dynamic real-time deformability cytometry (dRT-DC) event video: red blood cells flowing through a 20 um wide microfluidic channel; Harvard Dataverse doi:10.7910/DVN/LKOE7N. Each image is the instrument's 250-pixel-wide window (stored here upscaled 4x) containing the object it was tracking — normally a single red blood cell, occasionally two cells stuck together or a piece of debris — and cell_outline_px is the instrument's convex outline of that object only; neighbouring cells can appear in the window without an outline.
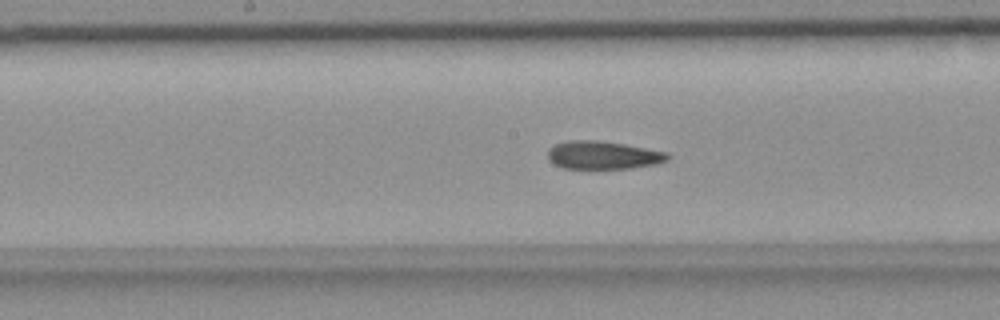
{"species": "common noctule bat (a hibernating species)", "species_latin": "Nyctalus noctula", "temperature_condition": "room temperature", "stored_images_in_passage": 42, "camera_frame_rate_fps": 3000, "um_per_image_px": 0.085, "animal": {"sex": "female", "body_mass_g": 18.4}, "frame": {"image": 1, "passage_image": 14, "time_ms": 4.333, "image_size_px": [1000, 320], "cell_outline_px": [[668, 160], [656, 164], [632, 168], [564, 168], [548, 160], [548, 148], [556, 144], [568, 140], [596, 140], [624, 144], [668, 152]], "centroid_in_image_um": [51.25, 13.18], "position_along_channel_um": 196.9, "area_um2": 19.48}}
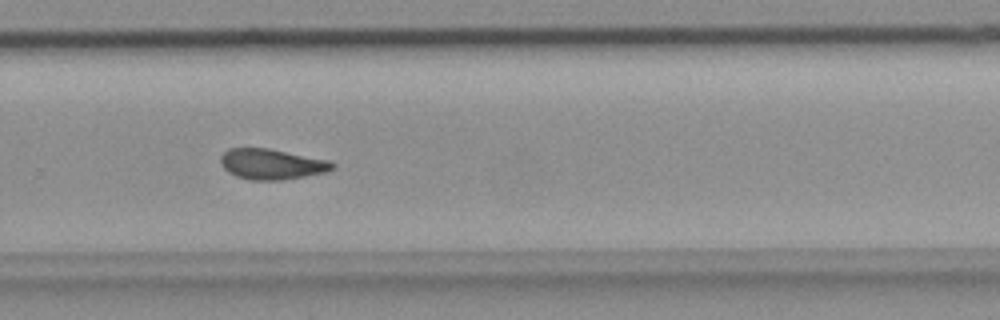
{"frame": {"image": 2, "passage_image": 23, "time_ms": 7.333, "image_size_px": [1000, 320], "cell_outline_px": [[336, 168], [324, 172], [284, 180], [248, 180], [236, 176], [228, 172], [220, 164], [220, 156], [228, 148], [268, 148], [332, 160], [336, 164]], "centroid_in_image_um": [23.11, 13.95], "position_along_channel_um": 306.7, "area_um2": 20.17}}
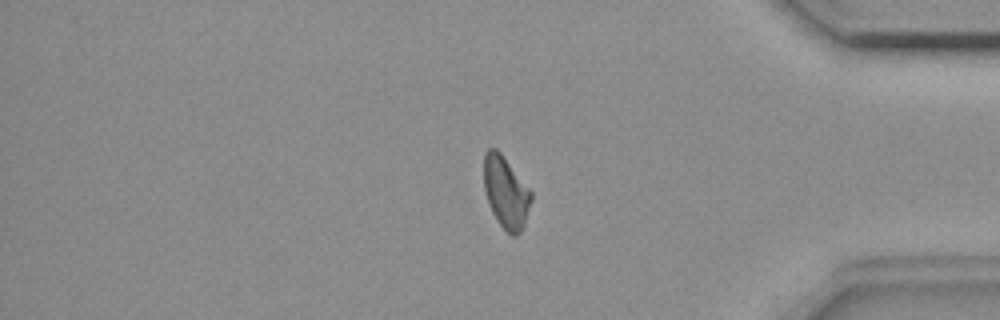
{"frame": {"image": 3, "passage_image": 32, "time_ms": 10.333, "image_size_px": [1000, 320], "cell_outline_px": [[532, 200], [524, 228], [516, 236], [512, 236], [496, 220], [492, 212], [484, 188], [484, 152], [488, 148], [496, 148], [500, 152], [532, 192]], "centroid_in_image_um": [43.01, 16.36], "position_along_channel_um": 392.2, "area_um2": 19.77}, "authors_computed_cell_mechanics": {"area_um2": 19.941, "velocity_mm_per_s": 3.6675, "shape_relaxation_time_tau1_ms": null, "shape_relaxation_time_tau2_ms": 4.0534, "deformation_change_tau1": null, "deformation_change_tau2": 0.1135}}